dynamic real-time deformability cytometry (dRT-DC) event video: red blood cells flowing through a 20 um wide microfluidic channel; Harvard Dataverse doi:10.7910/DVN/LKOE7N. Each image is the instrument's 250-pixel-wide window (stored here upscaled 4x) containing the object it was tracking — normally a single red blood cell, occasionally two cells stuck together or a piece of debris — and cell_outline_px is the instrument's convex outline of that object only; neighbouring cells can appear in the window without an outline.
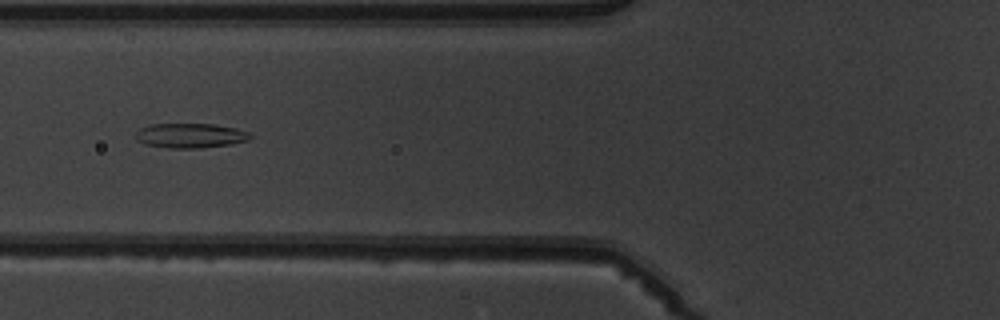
{"species": "common noctule bat (a hibernating species)", "species_latin": "Nyctalus noctula", "temperature_condition": "warm", "stored_images_in_passage": 7, "camera_frame_rate_fps": 3000, "um_per_image_px": 0.085, "animal": {"sex": "male", "body_mass_g": 19.5, "forearm_length_mm": 54.6}, "frame": {"image": 1, "passage_image": 6, "time_ms": 6.0, "image_size_px": [1000, 320], "cell_outline_px": [[252, 136], [248, 140], [232, 144], [196, 148], [168, 148], [144, 144], [136, 140], [136, 132], [140, 128], [152, 124], [212, 124], [236, 128], [248, 132]], "centroid_in_image_um": [16.16, 11.52], "position_along_channel_um": 109.6, "area_um2": 16.42}}
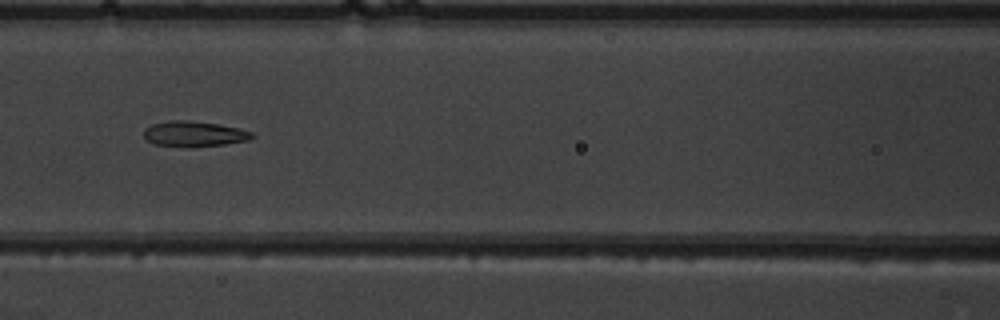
{"frame": {"image": 2, "passage_image": 7, "time_ms": 7.0, "image_size_px": [1000, 320], "cell_outline_px": [[256, 136], [248, 140], [224, 144], [192, 148], [188, 148], [152, 144], [144, 136], [144, 128], [152, 124], [168, 120], [188, 120], [216, 124], [236, 128], [252, 132]], "centroid_in_image_um": [16.46, 11.4], "position_along_channel_um": 150.1, "area_um2": 16.18}}